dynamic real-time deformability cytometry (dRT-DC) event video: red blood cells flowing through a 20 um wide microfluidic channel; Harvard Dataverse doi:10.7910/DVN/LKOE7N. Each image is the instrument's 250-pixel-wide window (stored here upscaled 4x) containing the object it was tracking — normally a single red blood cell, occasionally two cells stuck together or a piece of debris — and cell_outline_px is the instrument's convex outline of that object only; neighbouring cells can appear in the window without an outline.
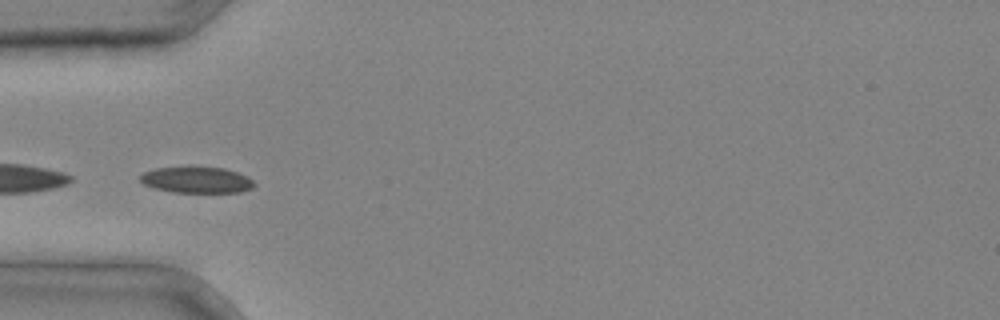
{"species": "common noctule bat (a hibernating species)", "species_latin": "Nyctalus noctula", "temperature_condition": "cold", "stored_images_in_passage": 4, "camera_frame_rate_fps": 3000, "um_per_image_px": 0.085, "animal": {"sex": "male", "body_mass_g": 20.4}, "frame": {"image": 1, "passage_image": 3, "time_ms": 0.667, "image_size_px": [1000, 320], "cell_outline_px": [[256, 184], [252, 188], [240, 192], [172, 192], [156, 188], [144, 184], [140, 180], [140, 176], [144, 172], [156, 168], [188, 164], [224, 168], [248, 176]], "centroid_in_image_um": [16.71, 15.24], "position_along_channel_um": 68.3, "area_um2": 17.98}}